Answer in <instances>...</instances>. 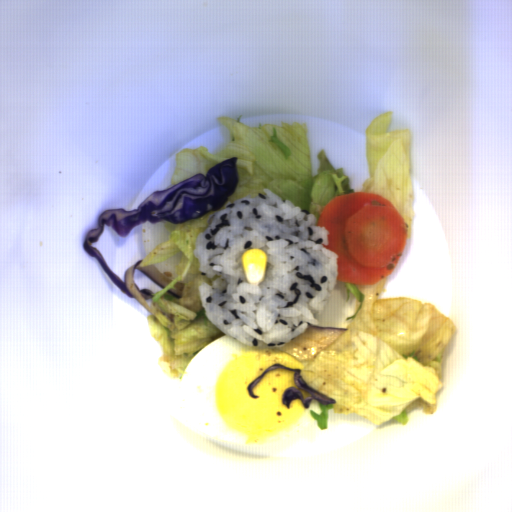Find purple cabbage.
Masks as SVG:
<instances>
[{
  "mask_svg": "<svg viewBox=\"0 0 512 512\" xmlns=\"http://www.w3.org/2000/svg\"><path fill=\"white\" fill-rule=\"evenodd\" d=\"M233 157L208 170L197 173L166 190L153 191L140 202L136 210L110 208L99 215L98 228L89 230L83 248L99 263L111 281L127 296L153 313L147 299L155 294L149 289H140L134 282L135 270H140L162 289L169 287L174 279L161 272L154 264L139 267L143 259L133 262L124 274V282L114 273L104 256L93 246L105 227L118 236L126 237L136 226L144 222L152 225L162 221L178 224L199 219L210 211L221 209L233 196L239 181L237 161Z\"/></svg>",
  "mask_w": 512,
  "mask_h": 512,
  "instance_id": "obj_1",
  "label": "purple cabbage"
},
{
  "mask_svg": "<svg viewBox=\"0 0 512 512\" xmlns=\"http://www.w3.org/2000/svg\"><path fill=\"white\" fill-rule=\"evenodd\" d=\"M347 330V328L321 327L308 322L305 333L278 347L301 361L309 360L327 349Z\"/></svg>",
  "mask_w": 512,
  "mask_h": 512,
  "instance_id": "obj_2",
  "label": "purple cabbage"
},
{
  "mask_svg": "<svg viewBox=\"0 0 512 512\" xmlns=\"http://www.w3.org/2000/svg\"><path fill=\"white\" fill-rule=\"evenodd\" d=\"M277 369H284V370L293 372L294 385L300 389L310 392V394H311V397H309L308 399H304V394L299 389H296L294 387L286 388L281 396L282 403L286 408L289 409L291 402L294 401L295 399H299V401L302 403L303 407H305L306 409H309V407L311 405V400H318L321 404H324V405L325 404H333L336 402L334 399L327 397V396L319 393L318 391L312 389L311 387H309L302 378V370L300 368H290V367H286V366H283L278 363L272 364L257 379H255L252 383H250L248 385L246 390H247L249 397L258 399V396H256L252 390L256 387V385L259 383V381L267 373L272 372Z\"/></svg>",
  "mask_w": 512,
  "mask_h": 512,
  "instance_id": "obj_3",
  "label": "purple cabbage"
},
{
  "mask_svg": "<svg viewBox=\"0 0 512 512\" xmlns=\"http://www.w3.org/2000/svg\"><path fill=\"white\" fill-rule=\"evenodd\" d=\"M185 284H182L180 282H176L174 284V286L168 290L167 292H169L170 294L174 295L175 297L177 298H181L182 295H183V287H184Z\"/></svg>",
  "mask_w": 512,
  "mask_h": 512,
  "instance_id": "obj_4",
  "label": "purple cabbage"
}]
</instances>
